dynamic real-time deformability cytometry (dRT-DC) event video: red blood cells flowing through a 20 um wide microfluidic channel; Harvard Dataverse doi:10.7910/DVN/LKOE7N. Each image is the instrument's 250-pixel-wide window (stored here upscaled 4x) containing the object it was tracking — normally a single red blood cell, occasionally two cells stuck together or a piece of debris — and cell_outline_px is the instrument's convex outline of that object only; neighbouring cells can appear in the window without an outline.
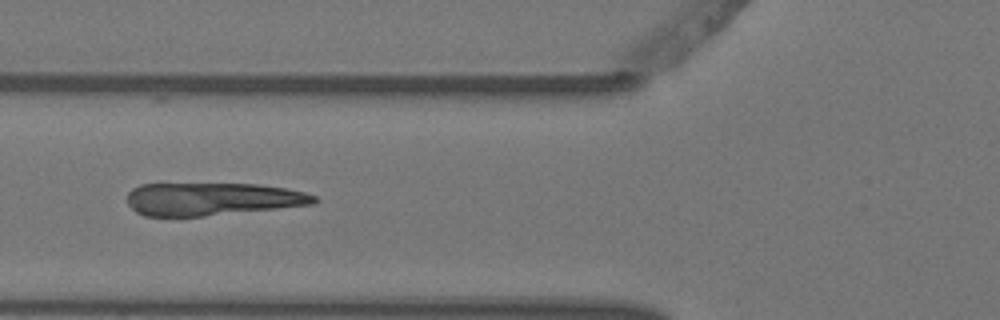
{"species": "Egyptian fruit bat (a non-hibernating species)", "species_latin": "Rousettus aegyptiacus", "temperature_condition": "warm", "stored_images_in_passage": 8, "camera_frame_rate_fps": 3000, "um_per_image_px": 0.085, "animal": {"sex": "female"}, "frame": {"image": 1, "passage_image": 6, "time_ms": 1.667, "image_size_px": [1000, 320], "cell_outline_px": [[320, 200], [312, 204], [276, 208], [200, 216], [144, 216], [136, 212], [128, 204], [128, 192], [132, 188], [140, 184], [256, 184], [284, 188], [304, 192], [316, 196]], "centroid_in_image_um": [18.0, 16.91], "position_along_channel_um": 107.8, "area_um2": 35.37}}